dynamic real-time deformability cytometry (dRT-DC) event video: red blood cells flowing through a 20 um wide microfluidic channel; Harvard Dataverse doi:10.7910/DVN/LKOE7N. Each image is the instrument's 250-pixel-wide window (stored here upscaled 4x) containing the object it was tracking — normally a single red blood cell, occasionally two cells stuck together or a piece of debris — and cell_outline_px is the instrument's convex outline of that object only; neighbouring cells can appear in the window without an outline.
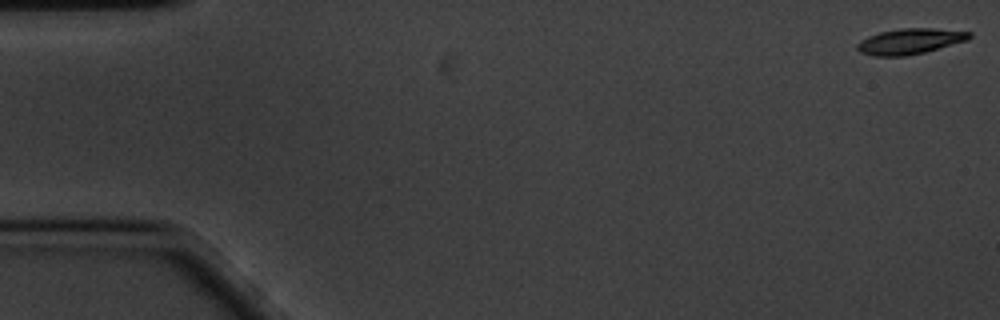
{"species": "common noctule bat (a hibernating species)", "species_latin": "Nyctalus noctula", "temperature_condition": "cold", "stored_images_in_passage": 59, "camera_frame_rate_fps": 3000, "um_per_image_px": 0.085, "animal": {"sex": "male", "body_mass_g": 20.1, "forearm_length_mm": 53.5}, "frame": {"image": 1, "passage_image": 1, "time_ms": 0.0, "image_size_px": [1000, 320], "cell_outline_px": [[972, 36], [968, 40], [924, 52], [904, 56], [872, 56], [860, 52], [856, 48], [856, 44], [860, 40], [868, 36], [880, 32], [900, 28], [932, 28], [972, 32]], "centroid_in_image_um": [77.32, 3.51], "position_along_channel_um": 7.7, "area_um2": 16.76}}
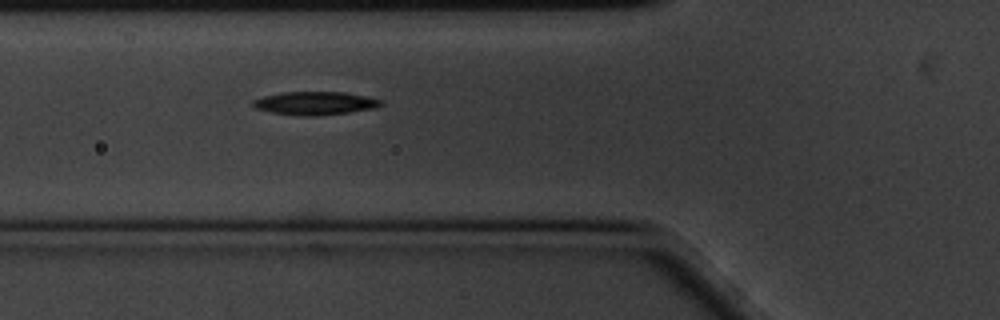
{"frame": {"image": 2, "passage_image": 21, "time_ms": 6.667, "image_size_px": [1000, 320], "cell_outline_px": [[384, 104], [376, 108], [348, 112], [312, 116], [304, 116], [272, 112], [256, 108], [252, 104], [252, 100], [264, 96], [284, 92], [344, 92], [364, 96], [380, 100]], "centroid_in_image_um": [26.78, 8.77], "position_along_channel_um": 99.0, "area_um2": 17.05}}
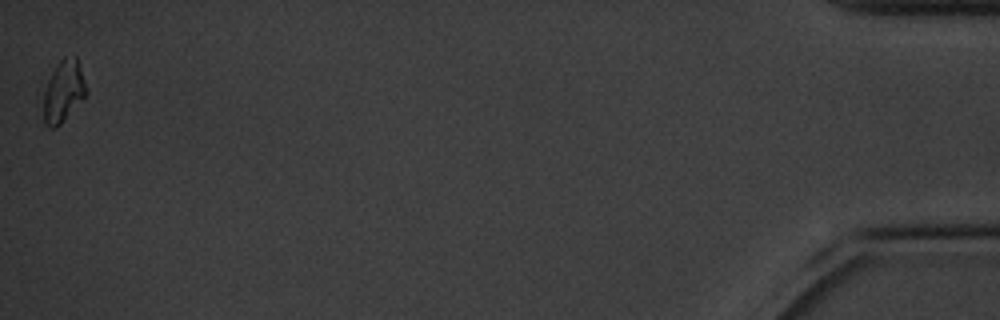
{"frame": {"image": 3, "passage_image": 59, "time_ms": 19.333, "image_size_px": [1000, 320], "cell_outline_px": [[88, 92], [60, 124], [56, 128], [48, 128], [44, 124], [44, 92], [48, 80], [56, 64], [64, 56], [76, 56]], "centroid_in_image_um": [5.38, 7.75], "position_along_channel_um": 429.8, "area_um2": 15.14}, "authors_computed_cell_mechanics": {"area_um2": 16.7042, "velocity_mm_per_s": 3.3602, "shape_relaxation_time_tau1_ms": 2.1902, "shape_relaxation_time_tau2_ms": null, "deformation_change_tau1": 0.135, "deformation_change_tau2": null}}